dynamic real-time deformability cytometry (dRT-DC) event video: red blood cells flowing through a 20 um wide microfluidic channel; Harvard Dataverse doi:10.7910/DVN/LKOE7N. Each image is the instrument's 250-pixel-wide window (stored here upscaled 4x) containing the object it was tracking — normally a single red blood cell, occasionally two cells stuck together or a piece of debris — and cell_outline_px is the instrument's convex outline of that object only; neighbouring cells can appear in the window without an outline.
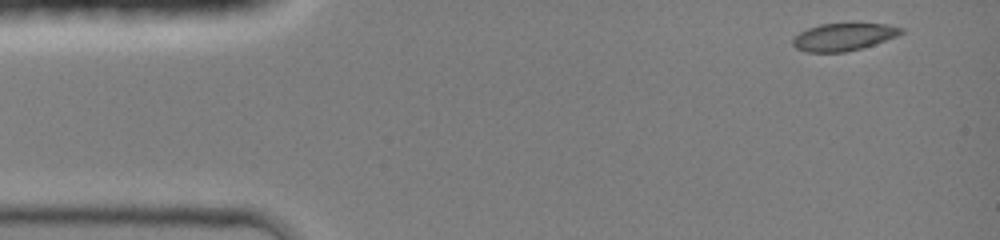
{"species": "common noctule bat (a hibernating species)", "species_latin": "Nyctalus noctula", "temperature_condition": "room temperature", "stored_images_in_passage": 40, "camera_frame_rate_fps": 3000, "um_per_image_px": 0.085, "animal": {"sex": "female", "body_mass_g": 19.0, "forearm_length_mm": 51.5}, "frame": {"image": 1, "passage_image": 1, "time_ms": 0.0, "image_size_px": [1000, 240], "cell_outline_px": [[904, 32], [896, 36], [860, 48], [844, 52], [808, 52], [796, 48], [792, 44], [792, 40], [800, 32], [808, 28], [820, 24], [888, 24], [904, 28]], "centroid_in_image_um": [71.68, 3.13], "position_along_channel_um": 13.3, "area_um2": 16.99}}
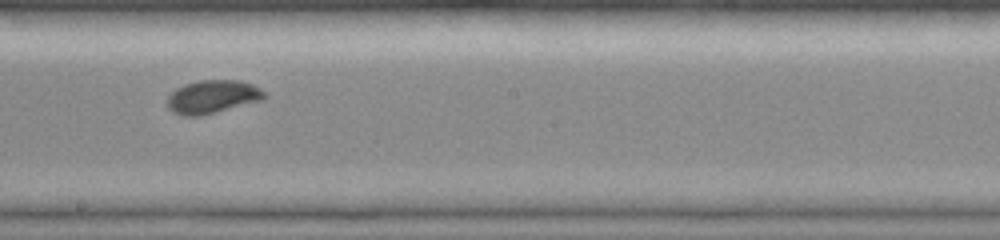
{"frame": {"image": 2, "passage_image": 23, "time_ms": 7.333, "image_size_px": [1000, 240], "cell_outline_px": [[268, 96], [260, 100], [216, 112], [200, 116], [184, 116], [172, 112], [168, 108], [168, 96], [176, 88], [184, 84], [200, 80], [240, 80], [252, 84], [260, 88]], "centroid_in_image_um": [18.05, 8.22], "position_along_channel_um": 230.2, "area_um2": 18.73}}
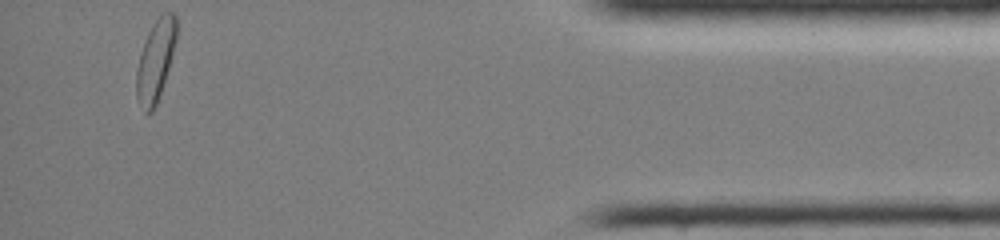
{"frame": {"image": 3, "passage_image": 40, "time_ms": 13.0, "image_size_px": [1000, 240], "cell_outline_px": [[176, 40], [168, 68], [156, 104], [152, 112], [148, 112], [136, 96], [136, 72], [140, 56], [148, 32], [152, 24], [164, 12], [172, 12], [176, 16]], "centroid_in_image_um": [13.22, 5.08], "position_along_channel_um": 422.0, "area_um2": 18.09}, "authors_computed_cell_mechanics": {"area_um2": 18.1781, "velocity_mm_per_s": 4.2401, "shape_relaxation_time_tau1_ms": 2.8768, "shape_relaxation_time_tau2_ms": null, "deformation_change_tau1": 0.1125, "deformation_change_tau2": null}}